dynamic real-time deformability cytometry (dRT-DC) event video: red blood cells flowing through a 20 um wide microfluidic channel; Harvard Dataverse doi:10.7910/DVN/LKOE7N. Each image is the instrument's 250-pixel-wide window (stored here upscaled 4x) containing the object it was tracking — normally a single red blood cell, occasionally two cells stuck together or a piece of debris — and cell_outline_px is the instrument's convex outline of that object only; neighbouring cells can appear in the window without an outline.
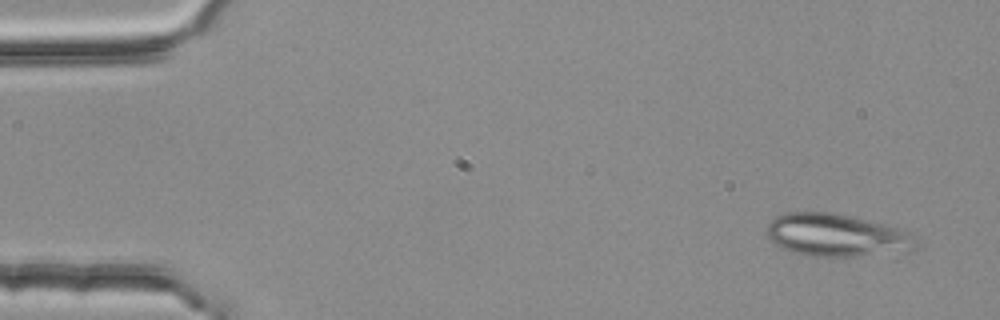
{"species": "common noctule bat (a hibernating species)", "species_latin": "Nyctalus noctula", "temperature_condition": "room temperature", "stored_images_in_passage": 4, "camera_frame_rate_fps": 3000, "um_per_image_px": 0.085, "animal": {"sex": "female", "body_mass_g": 25.1}, "frame": {"image": 1, "passage_image": 1, "time_ms": 0.0, "image_size_px": [1000, 320], "cell_outline_px": [[916, 252], [856, 256], [808, 256], [792, 252], [772, 244], [764, 232], [764, 228], [776, 216], [784, 212], [828, 212], [884, 224], [900, 228], [908, 232], [916, 248]], "centroid_in_image_um": [71.05, 20.01], "position_along_channel_um": 14.0, "area_um2": 37.34}}